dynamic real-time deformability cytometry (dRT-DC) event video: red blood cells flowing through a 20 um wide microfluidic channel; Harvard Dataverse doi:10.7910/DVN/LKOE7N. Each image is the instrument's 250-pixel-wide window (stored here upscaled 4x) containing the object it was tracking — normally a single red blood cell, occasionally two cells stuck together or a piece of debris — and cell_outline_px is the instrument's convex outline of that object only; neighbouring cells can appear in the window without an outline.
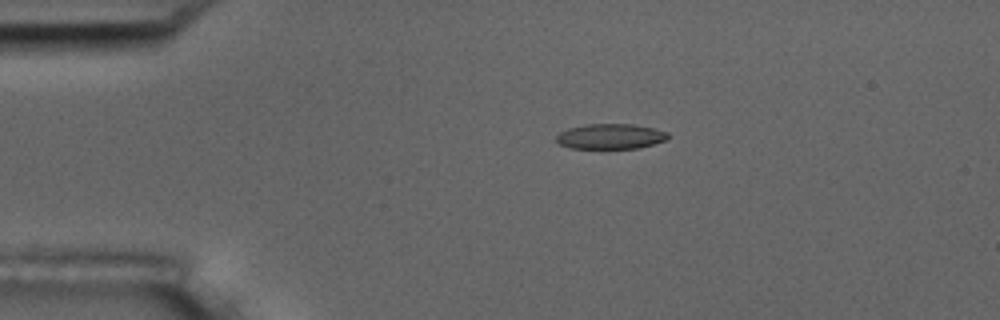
{"species": "common noctule bat (a hibernating species)", "species_latin": "Nyctalus noctula", "temperature_condition": "room temperature", "stored_images_in_passage": 4, "camera_frame_rate_fps": 3000, "um_per_image_px": 0.085, "animal": {"sex": "male", "body_mass_g": 17.5, "forearm_length_mm": 52.3}, "frame": {"image": 1, "passage_image": 1, "time_ms": 0.0, "image_size_px": [1000, 320], "cell_outline_px": [[668, 140], [640, 148], [568, 148], [560, 144], [556, 140], [556, 136], [560, 132], [568, 128], [588, 124], [632, 124], [652, 128], [668, 132]], "centroid_in_image_um": [51.9, 11.6], "position_along_channel_um": 33.1, "area_um2": 16.42}}
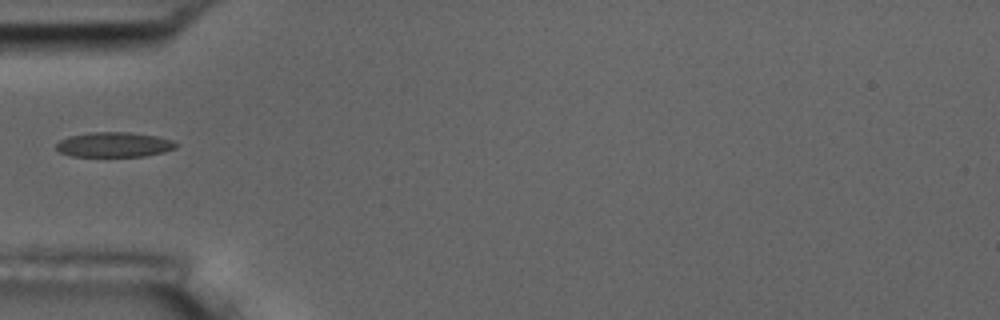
{"frame": {"image": 2, "passage_image": 3, "time_ms": 2.333, "image_size_px": [1000, 320], "cell_outline_px": [[176, 148], [164, 152], [144, 156], [72, 156], [60, 152], [56, 148], [56, 144], [60, 140], [68, 136], [92, 132], [128, 132], [156, 136], [172, 140], [176, 144]], "centroid_in_image_um": [9.69, 12.29], "position_along_channel_um": 75.3, "area_um2": 17.28}}